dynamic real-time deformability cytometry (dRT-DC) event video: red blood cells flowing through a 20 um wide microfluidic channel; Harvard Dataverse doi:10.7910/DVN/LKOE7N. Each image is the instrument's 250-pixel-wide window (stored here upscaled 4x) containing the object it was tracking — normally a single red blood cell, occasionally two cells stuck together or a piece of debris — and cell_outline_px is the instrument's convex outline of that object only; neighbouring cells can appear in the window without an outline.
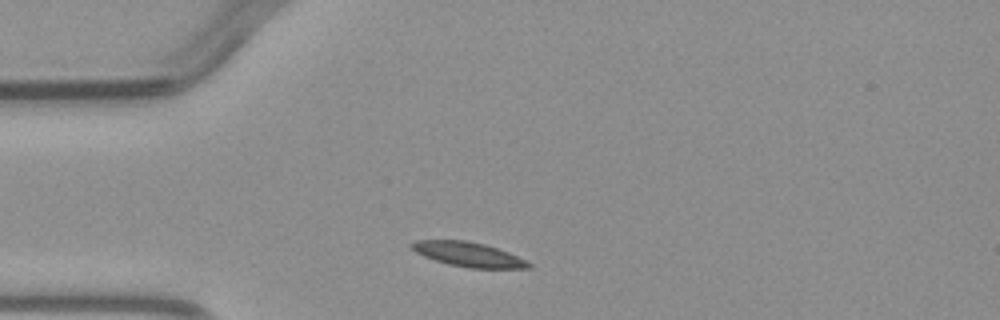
{"species": "common noctule bat (a hibernating species)", "species_latin": "Nyctalus noctula", "temperature_condition": "warm", "stored_images_in_passage": 2, "camera_frame_rate_fps": 3000, "um_per_image_px": 0.085, "animal": {"sex": "male", "body_mass_g": 23.1, "forearm_length_mm": 52.7}, "frame": {"image": 1, "passage_image": 1, "time_ms": 0.0, "image_size_px": [1000, 320], "cell_outline_px": [[532, 268], [468, 268], [448, 264], [424, 256], [416, 252], [408, 244], [416, 240], [468, 240], [484, 244], [508, 252], [532, 264]], "centroid_in_image_um": [39.79, 21.62], "position_along_channel_um": 45.2, "area_um2": 16.59}}